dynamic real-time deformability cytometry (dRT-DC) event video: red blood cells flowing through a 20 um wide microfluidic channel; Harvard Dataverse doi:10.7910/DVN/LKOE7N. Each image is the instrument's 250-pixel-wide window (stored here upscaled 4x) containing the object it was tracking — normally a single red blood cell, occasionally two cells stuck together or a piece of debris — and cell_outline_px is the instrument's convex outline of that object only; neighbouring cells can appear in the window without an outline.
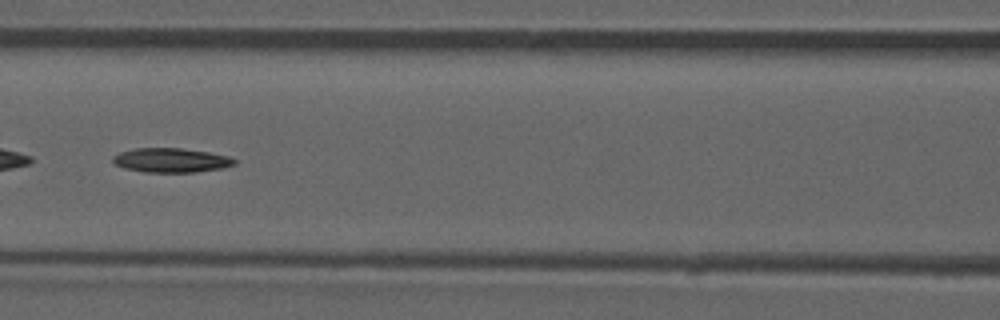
{"species": "common noctule bat (a hibernating species)", "species_latin": "Nyctalus noctula", "temperature_condition": "room temperature", "stored_images_in_passage": 52, "camera_frame_rate_fps": 3000, "um_per_image_px": 0.085, "animal": {"sex": "male", "forearm_length_mm": 52.5}, "frame": {"image": 1, "passage_image": 23, "time_ms": 7.333, "image_size_px": [1000, 320], "cell_outline_px": [[236, 164], [224, 168], [196, 172], [144, 172], [124, 168], [116, 164], [112, 160], [112, 156], [120, 152], [136, 148], [184, 148], [208, 152], [228, 156], [236, 160]], "centroid_in_image_um": [14.56, 13.62], "position_along_channel_um": 152.0, "area_um2": 17.28}, "authors_computed_cell_mechanics": {"area_um2": 17.2822, "velocity_mm_per_s": 3.9494, "shape_relaxation_time_tau1_ms": 10.6516, "shape_relaxation_time_tau2_ms": null, "deformation_change_tau1": 0.2338, "deformation_change_tau2": null}}